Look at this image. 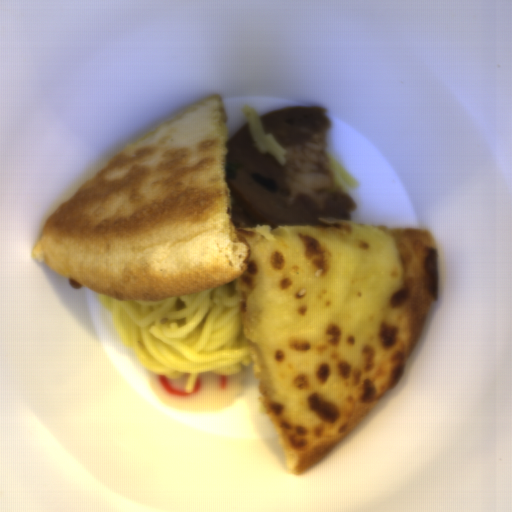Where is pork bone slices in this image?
Segmentation results:
<instances>
[{"label": "pork bone slices", "instance_id": "obj_1", "mask_svg": "<svg viewBox=\"0 0 512 512\" xmlns=\"http://www.w3.org/2000/svg\"><path fill=\"white\" fill-rule=\"evenodd\" d=\"M264 135L285 151L280 165L260 153L248 122L225 146V183L233 199L235 228L329 226L319 218L349 221L357 202L337 182L325 155L332 125L322 106L289 107L258 118Z\"/></svg>", "mask_w": 512, "mask_h": 512}]
</instances>
